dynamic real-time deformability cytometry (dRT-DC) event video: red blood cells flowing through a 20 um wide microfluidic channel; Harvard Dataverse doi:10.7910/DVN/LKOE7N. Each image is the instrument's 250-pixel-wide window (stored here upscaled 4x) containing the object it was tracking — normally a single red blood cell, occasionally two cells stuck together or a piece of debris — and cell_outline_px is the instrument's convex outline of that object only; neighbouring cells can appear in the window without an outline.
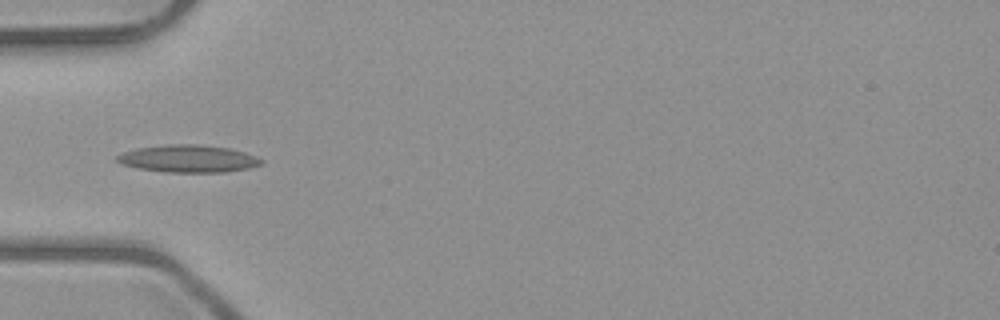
{"species": "common noctule bat (a hibernating species)", "species_latin": "Nyctalus noctula", "temperature_condition": "room temperature", "stored_images_in_passage": 35, "camera_frame_rate_fps": 3000, "um_per_image_px": 0.085, "animal": {"sex": "male", "body_mass_g": 23.1, "forearm_length_mm": 52.7}, "frame": {"image": 1, "passage_image": 1, "time_ms": 0.0, "image_size_px": [1000, 320], "cell_outline_px": [[264, 160], [260, 164], [248, 168], [224, 172], [164, 172], [136, 168], [120, 164], [116, 160], [116, 156], [124, 152], [136, 148], [168, 144], [200, 144], [228, 148], [244, 152], [256, 156]], "centroid_in_image_um": [15.96, 13.48], "position_along_channel_um": 69.0, "area_um2": 23.06}}
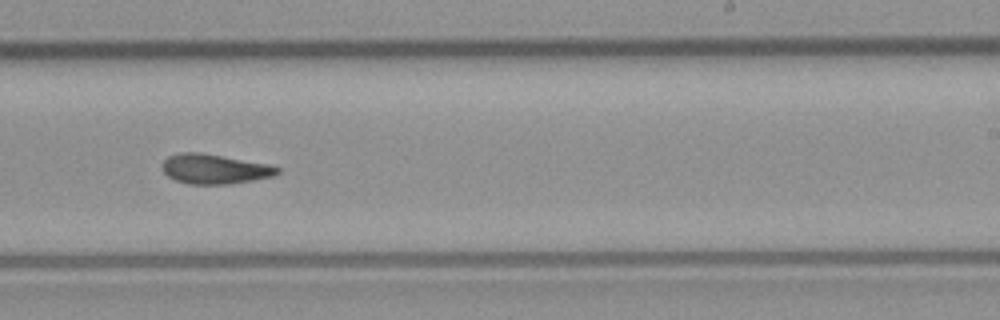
{"frame": {"image": 2, "passage_image": 16, "time_ms": 5.0, "image_size_px": [1000, 320], "cell_outline_px": [[280, 172], [272, 176], [252, 180], [228, 184], [188, 184], [176, 180], [168, 176], [164, 172], [160, 164], [168, 156], [180, 152], [200, 152], [268, 164], [280, 168]], "centroid_in_image_um": [18.2, 14.36], "position_along_channel_um": 270.8, "area_um2": 19.88}}
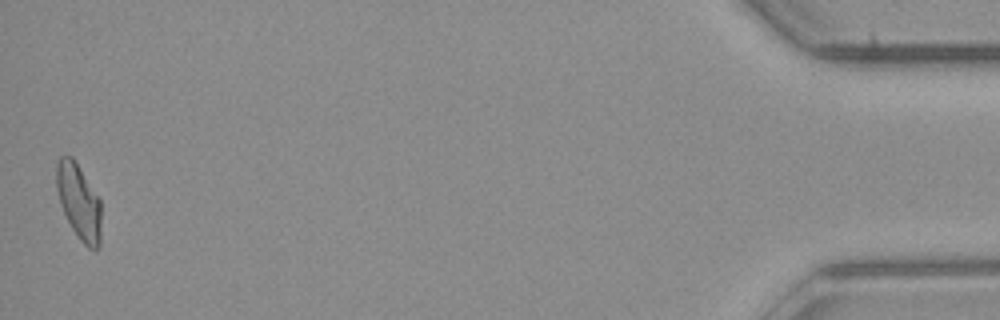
{"frame": {"image": 3, "passage_image": 35, "time_ms": 11.333, "image_size_px": [1000, 320], "cell_outline_px": [[100, 248], [96, 252], [88, 248], [80, 240], [72, 228], [60, 204], [56, 188], [56, 164], [60, 156], [72, 156], [100, 200]], "centroid_in_image_um": [6.7, 17.17], "position_along_channel_um": 428.5, "area_um2": 19.54}, "authors_computed_cell_mechanics": {"area_um2": 19.5942, "velocity_mm_per_s": 4.0155, "shape_relaxation_time_tau1_ms": null, "shape_relaxation_time_tau2_ms": 3.9798, "deformation_change_tau1": null, "deformation_change_tau2": 0.1241}}